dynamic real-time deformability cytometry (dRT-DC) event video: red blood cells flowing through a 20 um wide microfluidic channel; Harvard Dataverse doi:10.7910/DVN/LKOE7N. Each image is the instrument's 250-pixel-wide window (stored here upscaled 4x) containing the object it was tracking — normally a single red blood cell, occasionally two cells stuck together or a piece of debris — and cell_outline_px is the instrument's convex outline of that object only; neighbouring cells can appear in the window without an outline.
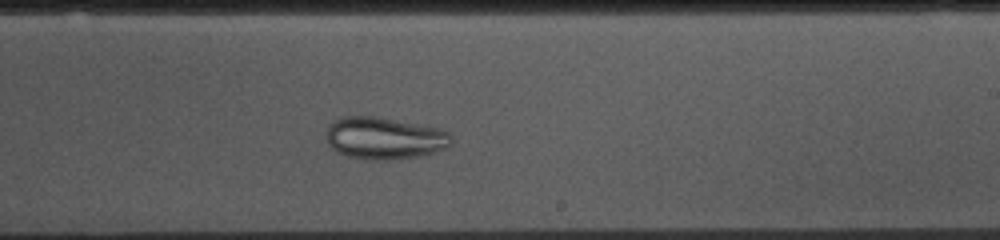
{"species": "common noctule bat (a hibernating species)", "species_latin": "Nyctalus noctula", "temperature_condition": "cold", "stored_images_in_passage": 48, "camera_frame_rate_fps": 3000, "um_per_image_px": 0.085, "animal": {"sex": "female", "body_mass_g": 10.0, "forearm_length_mm": 53.1}, "frame": {"image": 1, "passage_image": 29, "time_ms": 9.333, "image_size_px": [1000, 240], "cell_outline_px": [[452, 144], [448, 148], [420, 156], [388, 160], [372, 160], [348, 156], [336, 152], [328, 144], [328, 128], [332, 120], [344, 116], [376, 116], [436, 128], [448, 132], [452, 136]], "centroid_in_image_um": [32.68, 11.75], "position_along_channel_um": 256.3, "area_um2": 30.63}}
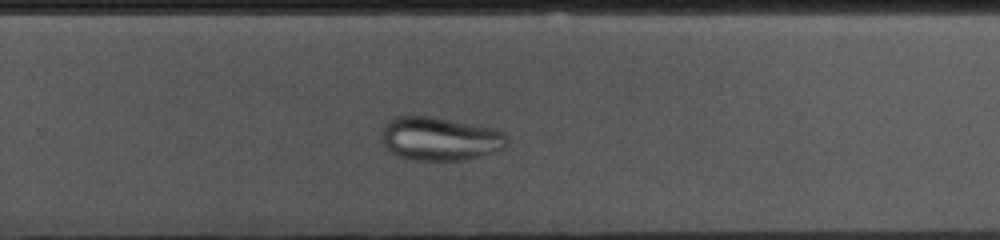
{"frame": {"image": 2, "passage_image": 32, "time_ms": 10.333, "image_size_px": [1000, 240], "cell_outline_px": [[508, 144], [504, 148], [480, 156], [464, 160], [416, 160], [400, 156], [392, 152], [380, 140], [380, 132], [384, 124], [388, 120], [396, 116], [432, 116], [496, 128], [504, 132], [508, 136]], "centroid_in_image_um": [37.4, 11.77], "position_along_channel_um": 292.4, "area_um2": 32.14}}
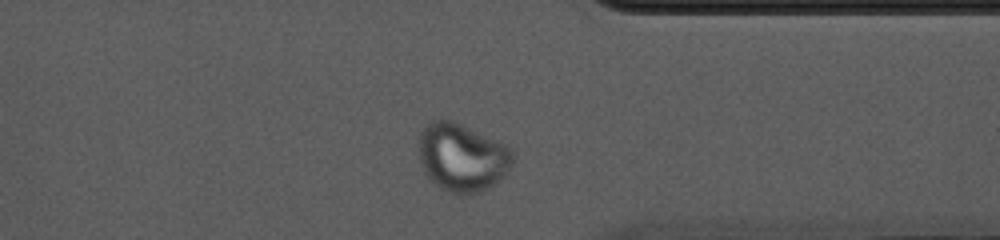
{"frame": {"image": 3, "passage_image": 39, "time_ms": 12.667, "image_size_px": [1000, 240], "cell_outline_px": [[512, 164], [488, 188], [480, 192], [448, 192], [432, 184], [424, 172], [416, 152], [416, 144], [420, 132], [424, 124], [432, 120], [452, 120], [504, 144], [512, 152]], "centroid_in_image_um": [39.15, 13.34], "position_along_channel_um": 372.3, "area_um2": 37.05}}